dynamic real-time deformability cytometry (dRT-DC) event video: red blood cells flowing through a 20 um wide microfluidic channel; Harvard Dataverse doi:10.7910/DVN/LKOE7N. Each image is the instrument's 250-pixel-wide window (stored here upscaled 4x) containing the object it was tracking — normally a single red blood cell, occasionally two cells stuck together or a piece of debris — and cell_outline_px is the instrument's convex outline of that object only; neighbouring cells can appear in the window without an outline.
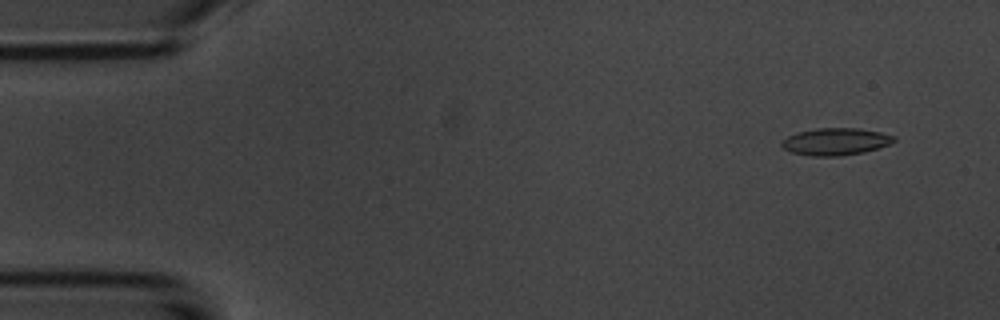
{"species": "common noctule bat (a hibernating species)", "species_latin": "Nyctalus noctula", "temperature_condition": "room temperature", "stored_images_in_passage": 54, "camera_frame_rate_fps": 3000, "um_per_image_px": 0.085, "animal": {"sex": "male", "body_mass_g": 20.1, "forearm_length_mm": 53.5}, "frame": {"image": 1, "passage_image": 4, "time_ms": 1.0, "image_size_px": [1000, 320], "cell_outline_px": [[896, 140], [892, 144], [864, 152], [836, 156], [812, 156], [792, 152], [784, 148], [780, 144], [788, 136], [800, 132], [816, 128], [860, 128], [880, 132], [896, 136]], "centroid_in_image_um": [71.09, 12.03], "position_along_channel_um": 13.9, "area_um2": 17.69}}
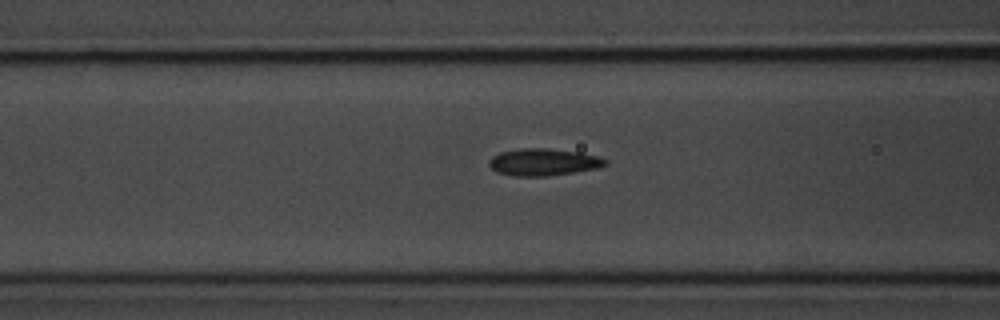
{"frame": {"image": 2, "passage_image": 21, "time_ms": 6.667, "image_size_px": [1000, 320], "cell_outline_px": [[608, 164], [596, 168], [572, 172], [544, 176], [516, 176], [496, 172], [488, 164], [488, 160], [492, 156], [500, 152], [520, 148], [548, 148], [580, 152], [600, 156], [608, 160]], "centroid_in_image_um": [46.18, 13.76], "position_along_channel_um": 120.4, "area_um2": 18.38}}
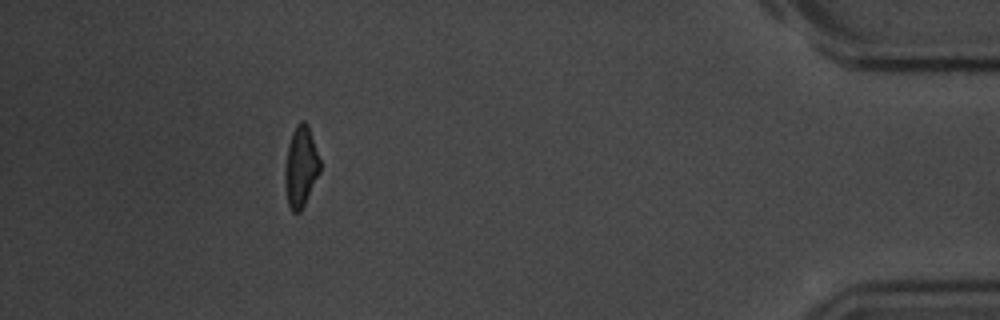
{"frame": {"image": 3, "passage_image": 49, "time_ms": 16.0, "image_size_px": [1000, 320], "cell_outline_px": [[320, 172], [300, 212], [292, 212], [288, 204], [284, 184], [284, 168], [288, 144], [292, 132], [296, 124], [300, 120], [304, 120], [308, 124], [320, 160]], "centroid_in_image_um": [25.55, 14.14], "position_along_channel_um": 409.7, "area_um2": 16.59}, "authors_computed_cell_mechanics": {"area_um2": 17.4556, "velocity_mm_per_s": 3.7094, "shape_relaxation_time_tau1_ms": 3.1873, "shape_relaxation_time_tau2_ms": 2.3999, "deformation_change_tau1": 0.1117, "deformation_change_tau2": 0.0798}}